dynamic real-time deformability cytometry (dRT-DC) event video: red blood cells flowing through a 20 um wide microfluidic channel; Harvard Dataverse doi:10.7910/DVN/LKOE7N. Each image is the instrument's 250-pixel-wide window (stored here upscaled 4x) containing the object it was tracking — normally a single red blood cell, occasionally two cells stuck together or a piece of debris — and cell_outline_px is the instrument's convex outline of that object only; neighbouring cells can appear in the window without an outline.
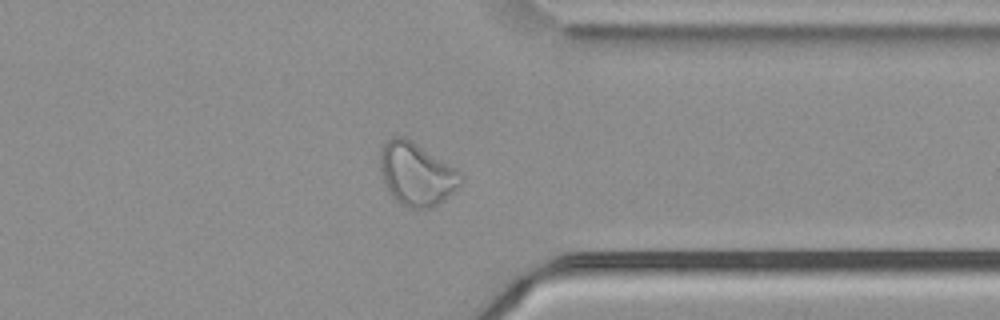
{"species": "common noctule bat (a hibernating species)", "species_latin": "Nyctalus noctula", "temperature_condition": "cold", "stored_images_in_passage": 45, "camera_frame_rate_fps": 3000, "um_per_image_px": 0.085, "animal": {"sex": "male", "body_mass_g": 21.5, "forearm_length_mm": 52.0}, "frame": {"image": 1, "passage_image": 32, "time_ms": 10.333, "image_size_px": [1000, 320], "cell_outline_px": [[464, 180], [444, 200], [432, 208], [408, 208], [400, 204], [388, 192], [384, 184], [380, 172], [380, 152], [384, 144], [392, 136], [404, 136], [412, 140], [464, 172]], "centroid_in_image_um": [35.42, 14.79], "position_along_channel_um": 376.0, "area_um2": 30.11}, "authors_computed_cell_mechanics": {"area_um2": 28.322, "velocity_mm_per_s": 3.6862, "shape_relaxation_time_tau1_ms": null, "shape_relaxation_time_tau2_ms": 1.4982, "deformation_change_tau1": null, "deformation_change_tau2": 0.0764}}